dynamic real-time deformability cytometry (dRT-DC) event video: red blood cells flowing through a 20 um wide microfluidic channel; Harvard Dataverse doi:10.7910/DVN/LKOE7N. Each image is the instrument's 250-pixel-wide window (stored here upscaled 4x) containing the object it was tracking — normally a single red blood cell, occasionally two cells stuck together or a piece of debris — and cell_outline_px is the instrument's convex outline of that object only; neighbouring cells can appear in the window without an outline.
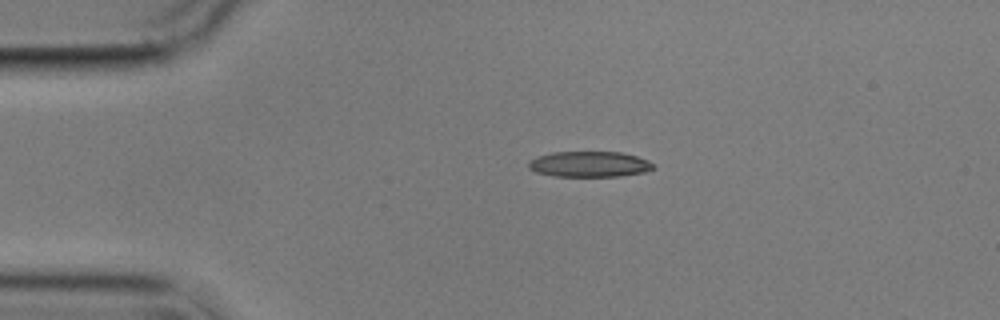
{"species": "common noctule bat (a hibernating species)", "species_latin": "Nyctalus noctula", "temperature_condition": "cold", "stored_images_in_passage": 2, "camera_frame_rate_fps": 3000, "um_per_image_px": 0.085, "animal": {"sex": "male", "body_mass_g": 17.9}, "frame": {"image": 1, "passage_image": 1, "time_ms": 0.0, "image_size_px": [1000, 320], "cell_outline_px": [[656, 168], [644, 172], [620, 176], [552, 176], [536, 172], [528, 168], [528, 164], [532, 160], [540, 156], [552, 152], [620, 152], [636, 156], [648, 160], [656, 164]], "centroid_in_image_um": [50.15, 13.96], "position_along_channel_um": 34.9, "area_um2": 18.61}}